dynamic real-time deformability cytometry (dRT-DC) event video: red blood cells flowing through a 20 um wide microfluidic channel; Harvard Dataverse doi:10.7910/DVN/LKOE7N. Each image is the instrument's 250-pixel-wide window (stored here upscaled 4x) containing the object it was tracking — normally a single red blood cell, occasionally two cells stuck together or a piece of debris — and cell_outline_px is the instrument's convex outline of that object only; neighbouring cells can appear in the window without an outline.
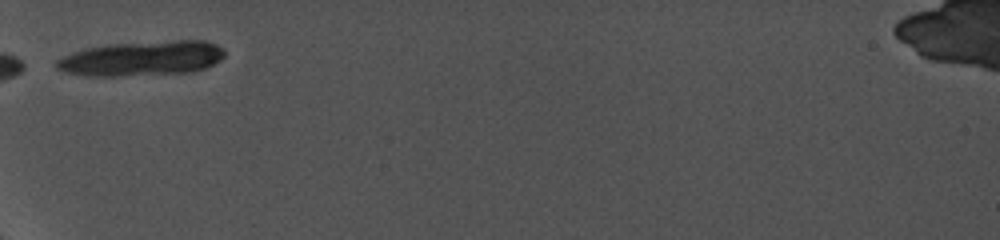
{"species": "common noctule bat (a hibernating species)", "species_latin": "Nyctalus noctula", "temperature_condition": "cold", "stored_images_in_passage": 7, "camera_frame_rate_fps": 5000, "um_per_image_px": 0.085, "animal": {"sex": "female", "body_mass_g": 19.0, "forearm_length_mm": 56.7}, "frame": {"image": 1, "passage_image": 1, "time_ms": 0.0, "image_size_px": [1000, 240], "cell_outline_px": [[224, 56], [220, 60], [204, 68], [192, 72], [120, 76], [88, 76], [64, 72], [56, 68], [56, 60], [72, 52], [84, 48], [108, 44], [172, 40], [204, 40], [216, 44], [224, 48]], "centroid_in_image_um": [12.05, 4.96], "position_along_channel_um": 73.0, "area_um2": 34.33}}